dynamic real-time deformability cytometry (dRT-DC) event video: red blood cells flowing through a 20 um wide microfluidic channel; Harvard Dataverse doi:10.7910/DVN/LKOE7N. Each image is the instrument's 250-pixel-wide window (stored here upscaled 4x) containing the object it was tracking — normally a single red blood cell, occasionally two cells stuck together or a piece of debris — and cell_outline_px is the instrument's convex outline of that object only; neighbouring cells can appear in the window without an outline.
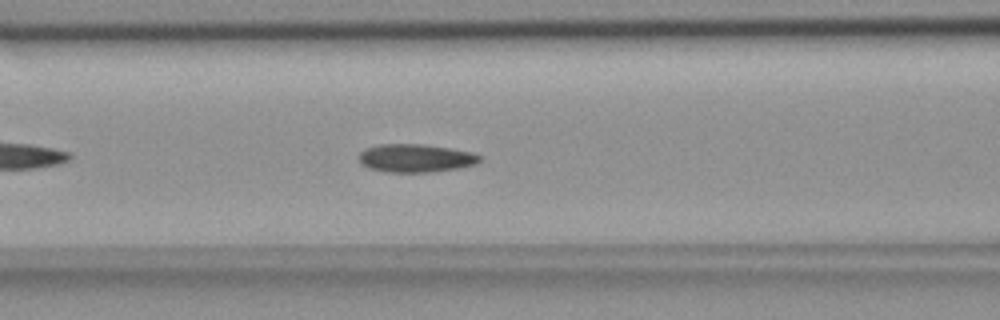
{"species": "common noctule bat (a hibernating species)", "species_latin": "Nyctalus noctula", "temperature_condition": "room temperature", "stored_images_in_passage": 43, "camera_frame_rate_fps": 3000, "um_per_image_px": 0.085, "animal": {"sex": "female", "body_mass_g": 18.4}, "frame": {"image": 1, "passage_image": 9, "time_ms": 2.667, "image_size_px": [1000, 320], "cell_outline_px": [[480, 160], [476, 164], [460, 168], [432, 172], [384, 172], [368, 168], [360, 164], [360, 152], [364, 148], [376, 144], [424, 144], [472, 152], [480, 156]], "centroid_in_image_um": [35.29, 13.44], "position_along_channel_um": 131.3, "area_um2": 20.0}}
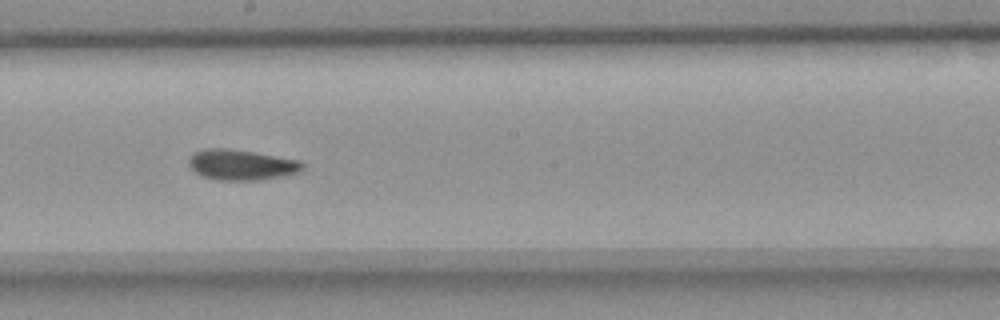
{"frame": {"image": 2, "passage_image": 17, "time_ms": 5.333, "image_size_px": [1000, 320], "cell_outline_px": [[304, 168], [296, 172], [280, 176], [260, 180], [216, 180], [200, 176], [188, 164], [188, 160], [196, 152], [204, 148], [228, 148], [300, 160], [304, 164]], "centroid_in_image_um": [20.49, 14.01], "position_along_channel_um": 227.7, "area_um2": 20.06}}
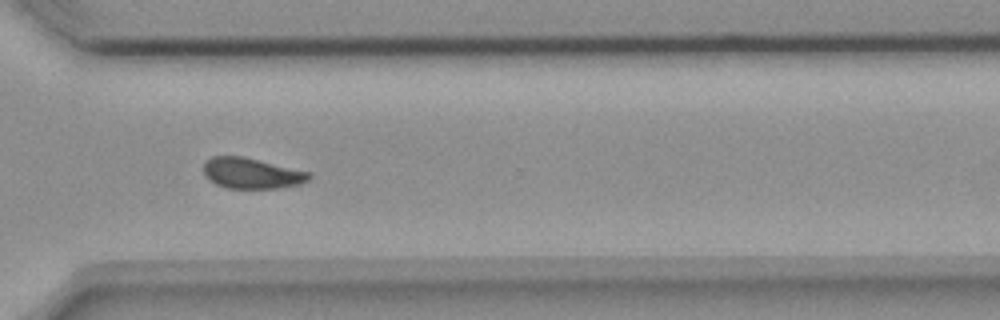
{"frame": {"image": 3, "passage_image": 27, "time_ms": 8.667, "image_size_px": [1000, 320], "cell_outline_px": [[312, 176], [308, 180], [300, 184], [280, 188], [228, 188], [216, 184], [208, 180], [204, 176], [204, 164], [212, 156], [244, 156], [312, 172]], "centroid_in_image_um": [21.42, 14.72], "position_along_channel_um": 349.2, "area_um2": 19.07}, "authors_computed_cell_mechanics": {"area_um2": 19.363, "velocity_mm_per_s": 3.636, "shape_relaxation_time_tau1_ms": 4.2236, "shape_relaxation_time_tau2_ms": 1.8624, "deformation_change_tau1": 0.124, "deformation_change_tau2": 0.0697}}